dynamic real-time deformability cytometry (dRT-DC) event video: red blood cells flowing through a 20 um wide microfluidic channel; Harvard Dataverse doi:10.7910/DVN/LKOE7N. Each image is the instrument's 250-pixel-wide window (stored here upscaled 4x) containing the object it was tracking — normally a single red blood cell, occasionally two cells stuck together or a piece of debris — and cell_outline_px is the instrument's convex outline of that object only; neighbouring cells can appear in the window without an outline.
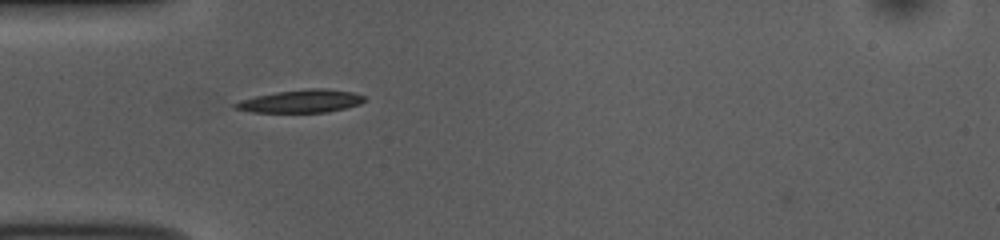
{"species": "common noctule bat (a hibernating species)", "species_latin": "Nyctalus noctula", "temperature_condition": "room temperature", "stored_images_in_passage": 39, "camera_frame_rate_fps": 3000, "um_per_image_px": 0.085, "animal": {"sex": "female", "body_mass_g": 10.0, "forearm_length_mm": 53.1}, "frame": {"image": 1, "passage_image": 3, "time_ms": 0.667, "image_size_px": [1000, 240], "cell_outline_px": [[368, 100], [360, 104], [328, 112], [252, 112], [232, 108], [232, 104], [240, 100], [256, 96], [276, 92], [308, 88], [324, 88], [352, 92], [364, 96]], "centroid_in_image_um": [25.59, 8.6], "position_along_channel_um": 59.4, "area_um2": 17.28}}
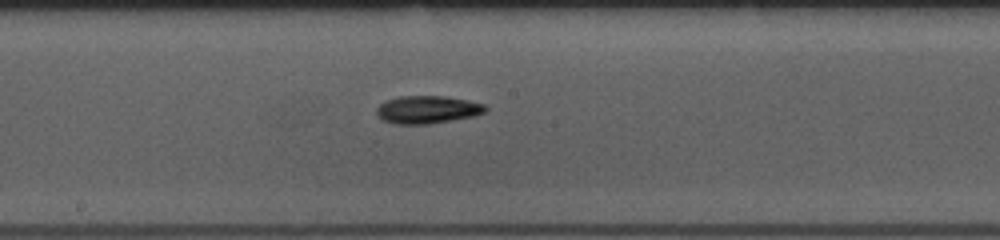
{"frame": {"image": 2, "passage_image": 15, "time_ms": 4.667, "image_size_px": [1000, 240], "cell_outline_px": [[488, 108], [484, 112], [472, 116], [428, 124], [392, 124], [384, 120], [376, 112], [376, 108], [380, 104], [388, 100], [400, 96], [444, 96], [468, 100], [484, 104]], "centroid_in_image_um": [36.32, 9.31], "position_along_channel_um": 211.9, "area_um2": 17.4}}
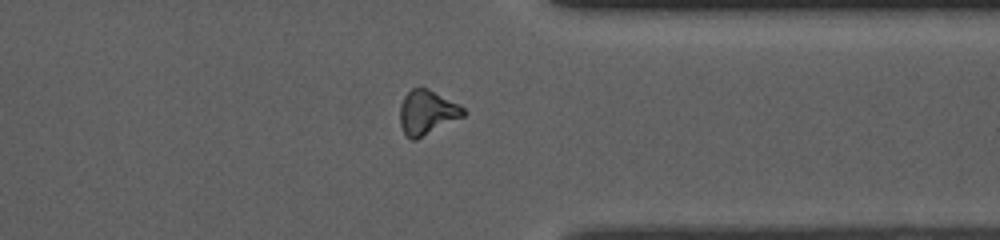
{"frame": {"image": 3, "passage_image": 28, "time_ms": 9.0, "image_size_px": [1000, 240], "cell_outline_px": [[468, 112], [464, 116], [416, 140], [412, 140], [404, 132], [400, 124], [400, 104], [404, 96], [412, 88], [420, 84], [460, 104]], "centroid_in_image_um": [36.31, 9.51], "position_along_channel_um": 375.1, "area_um2": 16.7}, "authors_computed_cell_mechanics": {"area_um2": 16.473, "velocity_mm_per_s": 3.8673, "shape_relaxation_time_tau1_ms": 4.5334, "shape_relaxation_time_tau2_ms": 6.9374, "deformation_change_tau1": 0.1483, "deformation_change_tau2": 0.174}}